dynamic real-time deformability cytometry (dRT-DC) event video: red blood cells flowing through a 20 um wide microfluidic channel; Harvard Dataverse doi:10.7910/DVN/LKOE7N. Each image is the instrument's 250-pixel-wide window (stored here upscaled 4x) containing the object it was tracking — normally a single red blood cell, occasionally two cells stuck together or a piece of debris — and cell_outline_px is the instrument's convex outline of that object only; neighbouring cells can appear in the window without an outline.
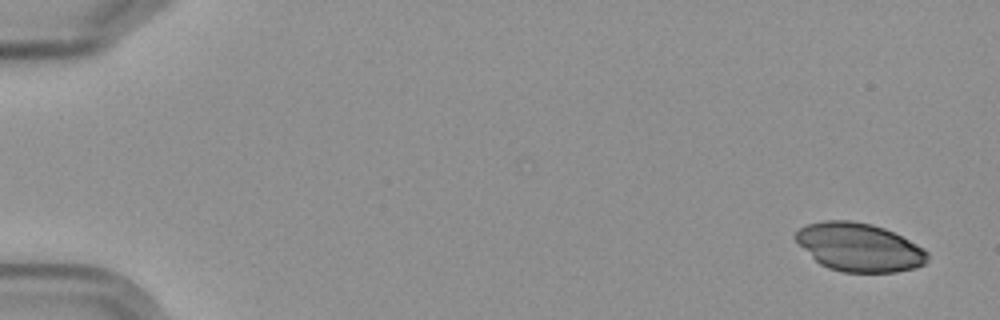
{"species": "Egyptian fruit bat (a non-hibernating species)", "species_latin": "Rousettus aegyptiacus", "temperature_condition": "cold", "stored_images_in_passage": 7, "camera_frame_rate_fps": 3000, "um_per_image_px": 0.085, "frame": {"image": 1, "passage_image": 1, "time_ms": 0.0, "image_size_px": [1000, 320], "cell_outline_px": [[928, 260], [924, 264], [916, 268], [896, 272], [844, 272], [828, 268], [820, 264], [792, 236], [804, 224], [824, 220], [852, 220], [872, 224], [884, 228], [924, 248], [928, 252]], "centroid_in_image_um": [73.03, 21.01], "position_along_channel_um": 12.0, "area_um2": 37.11}}